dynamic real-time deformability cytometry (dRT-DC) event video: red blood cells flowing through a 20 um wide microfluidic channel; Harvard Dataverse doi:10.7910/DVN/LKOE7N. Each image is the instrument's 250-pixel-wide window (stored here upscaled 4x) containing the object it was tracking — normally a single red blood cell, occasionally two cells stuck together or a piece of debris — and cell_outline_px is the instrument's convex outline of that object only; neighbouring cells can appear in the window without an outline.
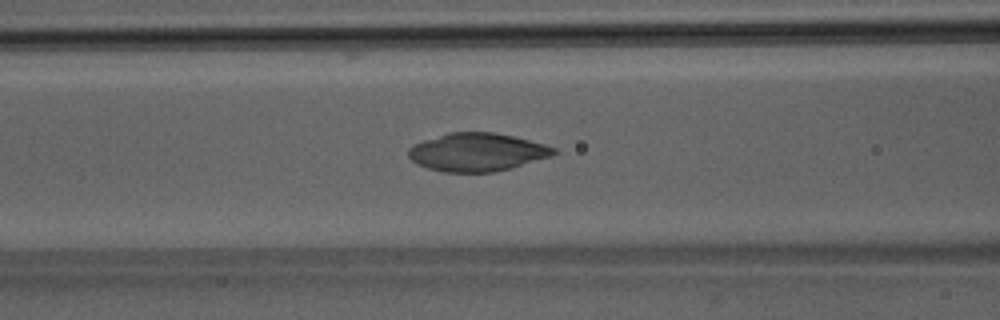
{"species": "Egyptian fruit bat (a non-hibernating species)", "species_latin": "Rousettus aegyptiacus", "temperature_condition": "room temperature", "stored_images_in_passage": 50, "camera_frame_rate_fps": 3000, "um_per_image_px": 0.085, "animal": {"sex": "male"}, "frame": {"image": 1, "passage_image": 21, "time_ms": 6.667, "image_size_px": [1000, 320], "cell_outline_px": [[560, 152], [552, 156], [512, 168], [492, 172], [444, 172], [428, 168], [416, 164], [408, 156], [408, 148], [424, 140], [448, 132], [492, 132], [512, 136], [544, 144], [556, 148]], "centroid_in_image_um": [40.57, 12.94], "position_along_channel_um": 126.0, "area_um2": 32.31}}
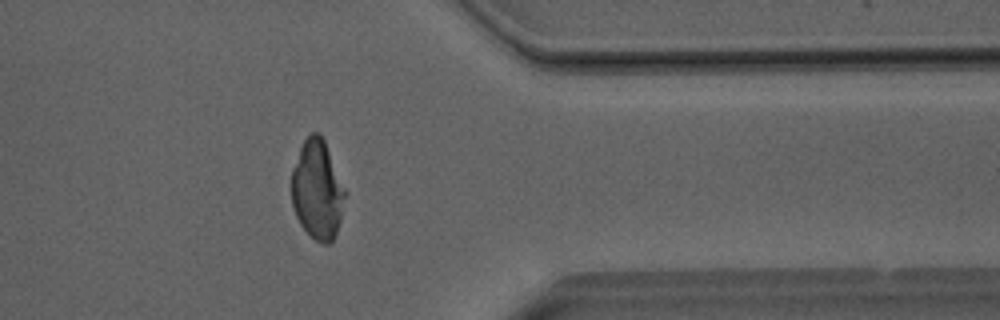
{"frame": {"image": 2, "passage_image": 41, "time_ms": 13.333, "image_size_px": [1000, 320], "cell_outline_px": [[348, 192], [340, 220], [332, 244], [324, 244], [316, 240], [300, 224], [296, 216], [292, 204], [292, 168], [300, 148], [304, 140], [312, 132], [320, 132], [324, 140]], "centroid_in_image_um": [27.0, 16.13], "position_along_channel_um": 384.4, "area_um2": 31.15}}
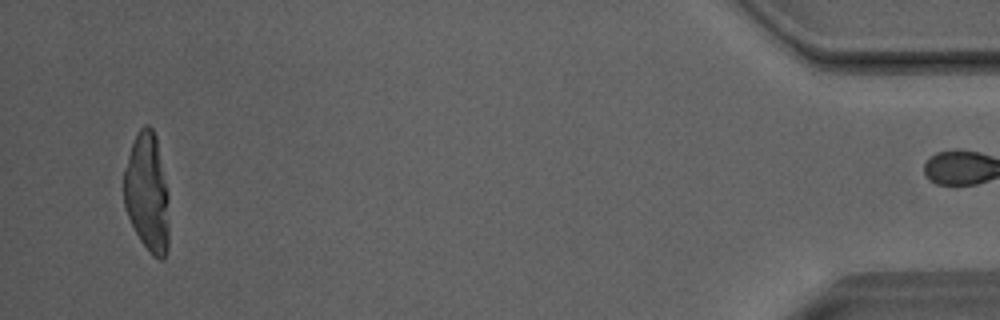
{"frame": {"image": 3, "passage_image": 49, "time_ms": 16.0, "image_size_px": [1000, 320], "cell_outline_px": [[168, 252], [164, 260], [160, 260], [152, 256], [140, 240], [124, 208], [124, 172], [128, 156], [136, 132], [144, 124], [148, 124], [152, 128], [156, 136], [168, 192]], "centroid_in_image_um": [12.52, 16.39], "position_along_channel_um": 422.7, "area_um2": 31.5}}